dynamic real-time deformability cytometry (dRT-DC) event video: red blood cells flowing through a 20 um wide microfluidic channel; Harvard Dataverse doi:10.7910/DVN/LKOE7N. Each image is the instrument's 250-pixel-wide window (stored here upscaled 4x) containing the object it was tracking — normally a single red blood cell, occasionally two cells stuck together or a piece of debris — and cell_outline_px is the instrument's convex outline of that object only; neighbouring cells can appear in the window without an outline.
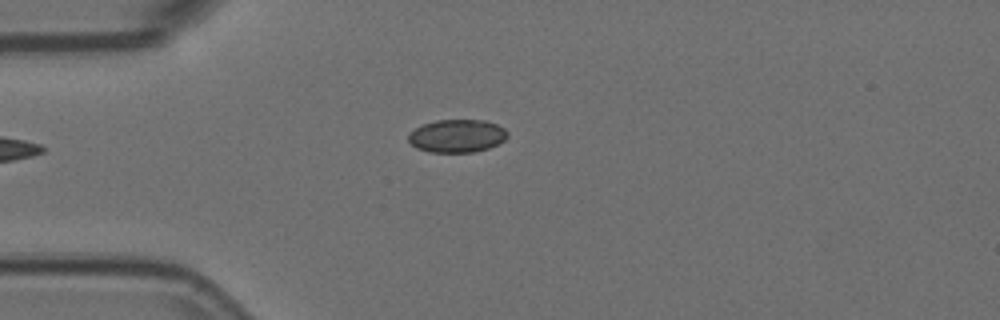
{"species": "Egyptian fruit bat (a non-hibernating species)", "species_latin": "Rousettus aegyptiacus", "temperature_condition": "room temperature", "stored_images_in_passage": 42, "camera_frame_rate_fps": 3000, "um_per_image_px": 0.085, "animal": {"sex": "female"}, "frame": {"image": 1, "passage_image": 1, "time_ms": 0.0, "image_size_px": [1000, 320], "cell_outline_px": [[508, 136], [504, 140], [488, 148], [472, 152], [428, 152], [416, 148], [408, 140], [408, 136], [416, 128], [424, 124], [436, 120], [484, 120], [496, 124], [504, 128], [508, 132]], "centroid_in_image_um": [38.85, 11.55], "position_along_channel_um": 46.1, "area_um2": 18.9}}
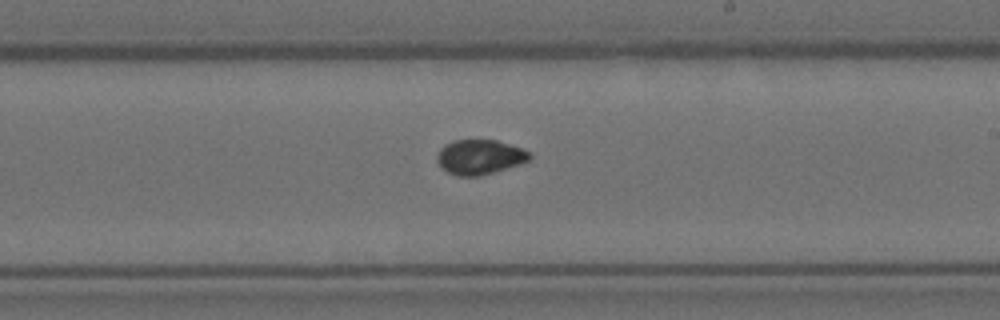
{"frame": {"image": 2, "passage_image": 19, "time_ms": 6.0, "image_size_px": [1000, 320], "cell_outline_px": [[532, 156], [528, 160], [492, 172], [476, 176], [456, 176], [448, 172], [436, 160], [436, 156], [440, 148], [444, 144], [452, 140], [496, 140], [520, 148], [528, 152]], "centroid_in_image_um": [40.7, 13.33], "position_along_channel_um": 248.3, "area_um2": 18.32}}
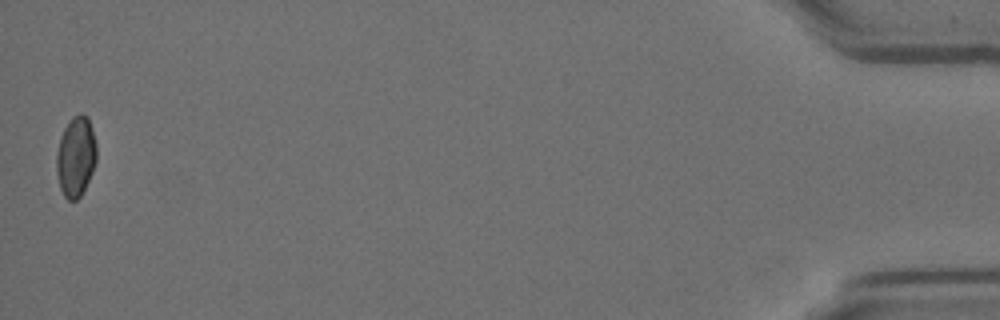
{"frame": {"image": 3, "passage_image": 42, "time_ms": 13.667, "image_size_px": [1000, 320], "cell_outline_px": [[96, 160], [92, 172], [80, 196], [76, 200], [68, 200], [64, 196], [60, 188], [56, 172], [56, 152], [60, 136], [64, 128], [72, 116], [80, 112], [88, 116], [96, 140]], "centroid_in_image_um": [6.43, 13.27], "position_along_channel_um": 428.8, "area_um2": 18.9}, "authors_computed_cell_mechanics": {"area_um2": 18.8717, "velocity_mm_per_s": 3.6147, "shape_relaxation_time_tau1_ms": null, "shape_relaxation_time_tau2_ms": 1.1239, "deformation_change_tau1": null, "deformation_change_tau2": 0.0329}}